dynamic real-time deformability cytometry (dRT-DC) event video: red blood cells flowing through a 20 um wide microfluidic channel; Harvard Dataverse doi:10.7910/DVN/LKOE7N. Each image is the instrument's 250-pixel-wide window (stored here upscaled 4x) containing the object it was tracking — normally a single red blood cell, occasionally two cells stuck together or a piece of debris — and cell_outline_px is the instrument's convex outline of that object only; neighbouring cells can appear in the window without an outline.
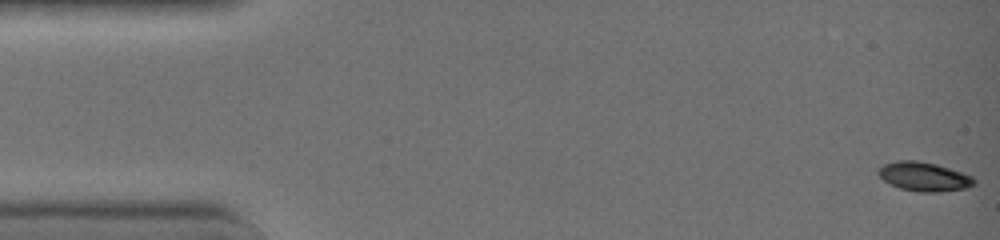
{"species": "common noctule bat (a hibernating species)", "species_latin": "Nyctalus noctula", "temperature_condition": "warm", "stored_images_in_passage": 43, "camera_frame_rate_fps": 3000, "um_per_image_px": 0.085, "animal": {"sex": "female", "body_mass_g": 19.0, "forearm_length_mm": 51.5}, "frame": {"image": 1, "passage_image": 1, "time_ms": 0.0, "image_size_px": [1000, 240], "cell_outline_px": [[976, 184], [968, 188], [936, 192], [920, 192], [900, 188], [884, 180], [876, 172], [884, 164], [896, 160], [920, 160], [936, 164], [972, 176], [976, 180]], "centroid_in_image_um": [78.55, 15.0], "position_along_channel_um": 6.4, "area_um2": 16.18}}
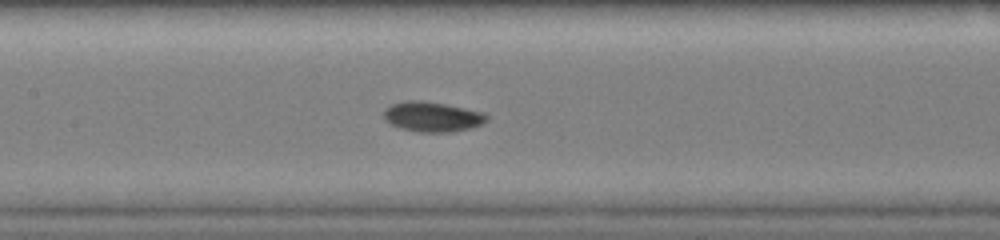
{"frame": {"image": 2, "passage_image": 21, "time_ms": 6.667, "image_size_px": [1000, 240], "cell_outline_px": [[488, 120], [472, 128], [452, 132], [420, 132], [400, 128], [388, 124], [384, 116], [384, 112], [392, 104], [408, 100], [420, 100], [444, 104], [484, 112], [488, 116]], "centroid_in_image_um": [36.76, 9.93], "position_along_channel_um": 170.6, "area_um2": 17.92}}
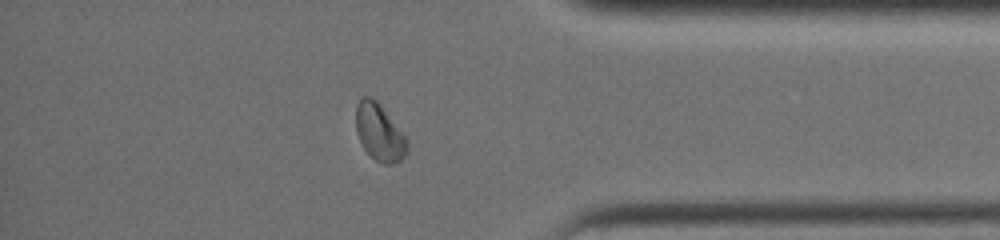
{"frame": {"image": 3, "passage_image": 37, "time_ms": 12.0, "image_size_px": [1000, 240], "cell_outline_px": [[408, 152], [400, 160], [392, 164], [384, 164], [376, 160], [364, 148], [356, 132], [356, 104], [364, 96], [372, 96], [380, 104], [408, 140]], "centroid_in_image_um": [32.25, 11.24], "position_along_channel_um": 402.9, "area_um2": 16.88}, "authors_computed_cell_mechanics": {"area_um2": 16.762, "velocity_mm_per_s": 4.5152, "shape_relaxation_time_tau1_ms": 2.252, "shape_relaxation_time_tau2_ms": 7.9618, "deformation_change_tau1": 0.1186, "deformation_change_tau2": 0.0804}}